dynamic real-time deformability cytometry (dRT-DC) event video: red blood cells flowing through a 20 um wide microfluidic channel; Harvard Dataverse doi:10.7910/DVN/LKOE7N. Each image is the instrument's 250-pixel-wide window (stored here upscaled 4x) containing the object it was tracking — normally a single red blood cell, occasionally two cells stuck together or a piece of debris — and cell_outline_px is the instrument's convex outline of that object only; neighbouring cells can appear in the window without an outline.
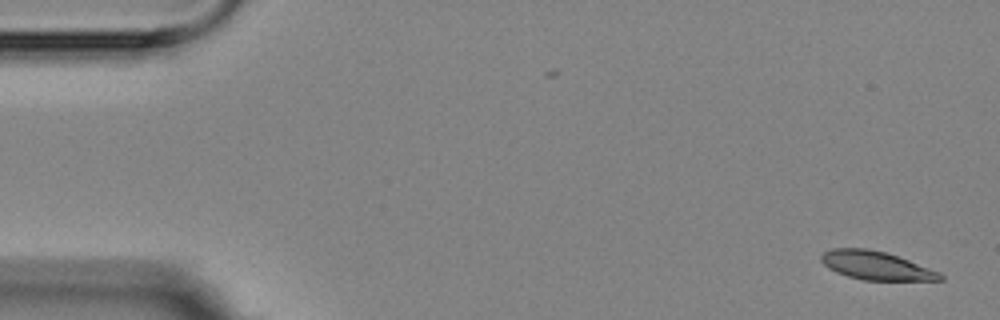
{"species": "Egyptian fruit bat (a non-hibernating species)", "species_latin": "Rousettus aegyptiacus", "temperature_condition": "room temperature", "stored_images_in_passage": 2, "camera_frame_rate_fps": 3000, "um_per_image_px": 0.085, "animal": {"sex": "female"}, "frame": {"image": 1, "passage_image": 2, "time_ms": 1.0, "image_size_px": [1000, 320], "cell_outline_px": [[944, 280], [864, 280], [848, 276], [836, 272], [828, 268], [820, 260], [820, 256], [824, 252], [832, 248], [868, 248], [884, 252], [908, 260], [940, 272], [944, 276]], "centroid_in_image_um": [74.44, 22.57], "position_along_channel_um": 10.6, "area_um2": 19.59}}